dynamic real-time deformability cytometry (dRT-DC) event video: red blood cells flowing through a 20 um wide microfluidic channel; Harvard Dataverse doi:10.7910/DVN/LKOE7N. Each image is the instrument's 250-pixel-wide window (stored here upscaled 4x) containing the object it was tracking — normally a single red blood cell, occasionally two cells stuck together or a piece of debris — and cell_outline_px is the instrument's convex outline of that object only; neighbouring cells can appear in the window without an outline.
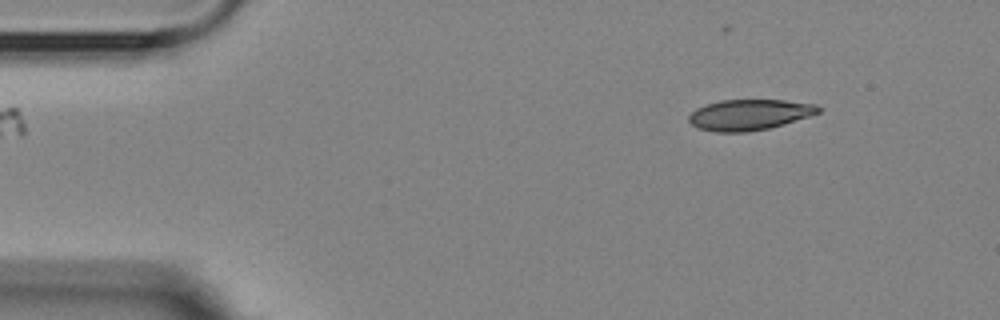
{"species": "Egyptian fruit bat (a non-hibernating species)", "species_latin": "Rousettus aegyptiacus", "temperature_condition": "room temperature", "stored_images_in_passage": 4, "segment_of_instrument_passage": [1, 2], "camera_frame_rate_fps": 3000, "um_per_image_px": 0.085, "animal": {"sex": "female"}, "frame": {"image": 1, "passage_image": 1, "time_ms": 0.0, "image_size_px": [1000, 320], "cell_outline_px": [[820, 112], [812, 116], [784, 124], [768, 128], [748, 132], [716, 132], [696, 128], [688, 120], [688, 116], [696, 108], [720, 100], [784, 100], [816, 104], [820, 108]], "centroid_in_image_um": [63.7, 9.76], "position_along_channel_um": 21.3, "area_um2": 23.29}}